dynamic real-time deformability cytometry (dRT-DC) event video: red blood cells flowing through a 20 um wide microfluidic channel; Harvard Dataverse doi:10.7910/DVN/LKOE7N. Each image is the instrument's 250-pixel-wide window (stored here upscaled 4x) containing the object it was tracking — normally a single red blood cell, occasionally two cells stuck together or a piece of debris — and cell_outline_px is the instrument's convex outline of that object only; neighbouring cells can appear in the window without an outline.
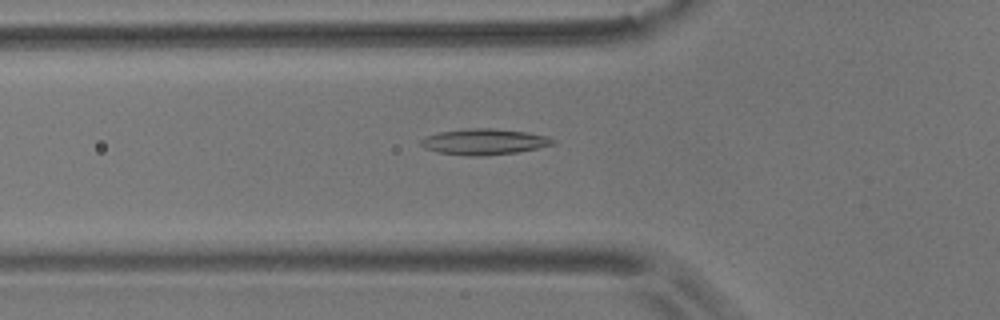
{"species": "common noctule bat (a hibernating species)", "species_latin": "Nyctalus noctula", "temperature_condition": "room temperature", "stored_images_in_passage": 44, "camera_frame_rate_fps": 3000, "um_per_image_px": 0.085, "animal": {"sex": "male", "body_mass_g": 17.9}, "frame": {"image": 1, "passage_image": 19, "time_ms": 6.0, "image_size_px": [1000, 320], "cell_outline_px": [[556, 144], [516, 152], [484, 156], [468, 156], [440, 152], [424, 148], [420, 144], [420, 140], [424, 136], [440, 132], [468, 128], [492, 128], [524, 132], [548, 136], [556, 140]], "centroid_in_image_um": [41.14, 12.04], "position_along_channel_um": 84.7, "area_um2": 19.88}}
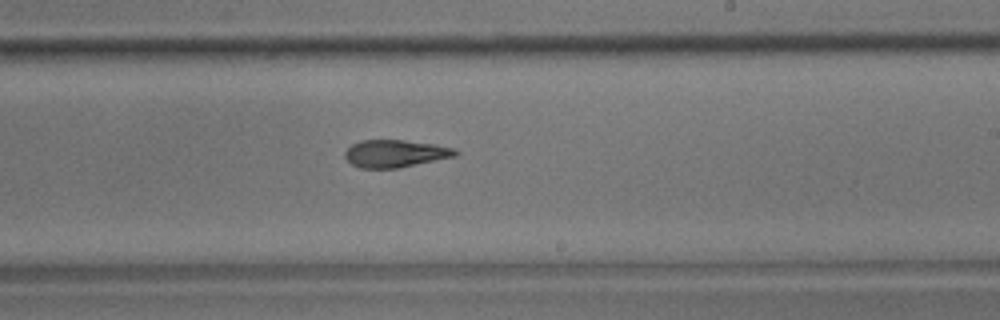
{"frame": {"image": 2, "passage_image": 33, "time_ms": 10.667, "image_size_px": [1000, 320], "cell_outline_px": [[460, 152], [456, 156], [396, 168], [360, 168], [352, 164], [344, 156], [344, 152], [352, 144], [360, 140], [404, 140], [436, 144], [452, 148]], "centroid_in_image_um": [33.58, 13.04], "position_along_channel_um": 255.4, "area_um2": 17.57}}
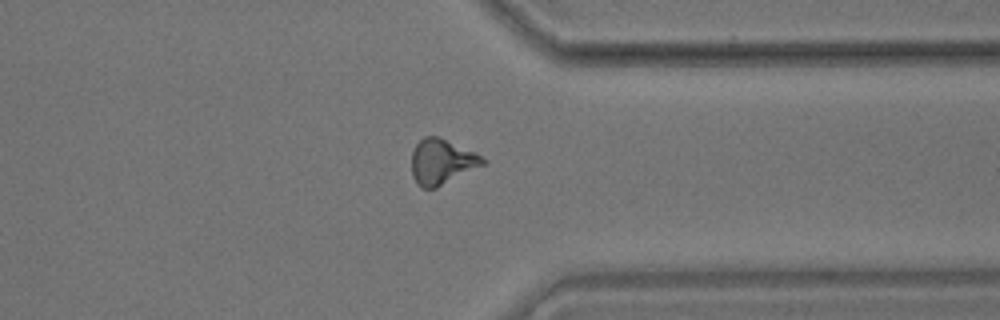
{"frame": {"image": 3, "passage_image": 43, "time_ms": 14.0, "image_size_px": [1000, 320], "cell_outline_px": [[488, 160], [484, 164], [436, 188], [420, 188], [416, 184], [412, 176], [412, 152], [416, 144], [424, 136], [436, 136], [472, 152]], "centroid_in_image_um": [37.49, 13.77], "position_along_channel_um": 373.9, "area_um2": 18.38}}